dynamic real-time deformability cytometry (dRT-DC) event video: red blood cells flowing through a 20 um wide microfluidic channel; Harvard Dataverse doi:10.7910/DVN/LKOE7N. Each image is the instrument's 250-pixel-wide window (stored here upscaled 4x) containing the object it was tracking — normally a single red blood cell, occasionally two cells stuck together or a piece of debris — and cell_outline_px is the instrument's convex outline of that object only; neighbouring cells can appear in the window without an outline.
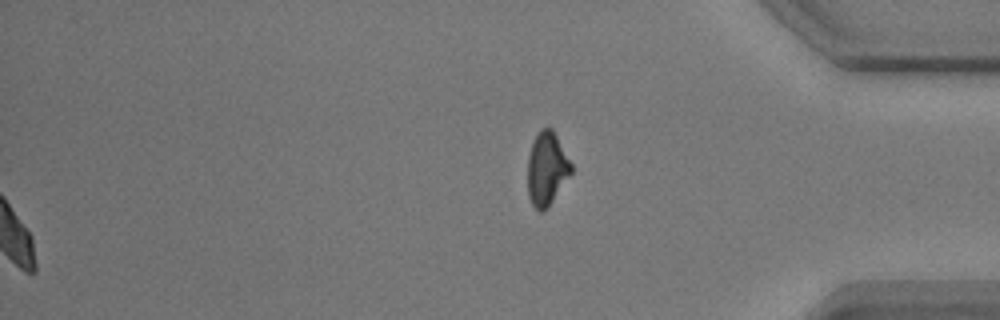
{"species": "common noctule bat (a hibernating species)", "species_latin": "Nyctalus noctula", "temperature_condition": "warm", "stored_images_in_passage": 57, "segment_of_instrument_passage": [2, 2], "camera_frame_rate_fps": 3000, "um_per_image_px": 0.085, "animal": {"sex": "male", "body_mass_g": 17.9}, "frame": {"image": 1, "passage_image": 57, "time_ms": 18.667, "image_size_px": [1000, 320], "cell_outline_px": [[572, 172], [544, 212], [540, 212], [532, 204], [528, 196], [528, 156], [532, 140], [536, 132], [540, 128], [552, 128], [572, 164]], "centroid_in_image_um": [46.46, 14.31], "position_along_channel_um": 388.7, "area_um2": 18.61}}